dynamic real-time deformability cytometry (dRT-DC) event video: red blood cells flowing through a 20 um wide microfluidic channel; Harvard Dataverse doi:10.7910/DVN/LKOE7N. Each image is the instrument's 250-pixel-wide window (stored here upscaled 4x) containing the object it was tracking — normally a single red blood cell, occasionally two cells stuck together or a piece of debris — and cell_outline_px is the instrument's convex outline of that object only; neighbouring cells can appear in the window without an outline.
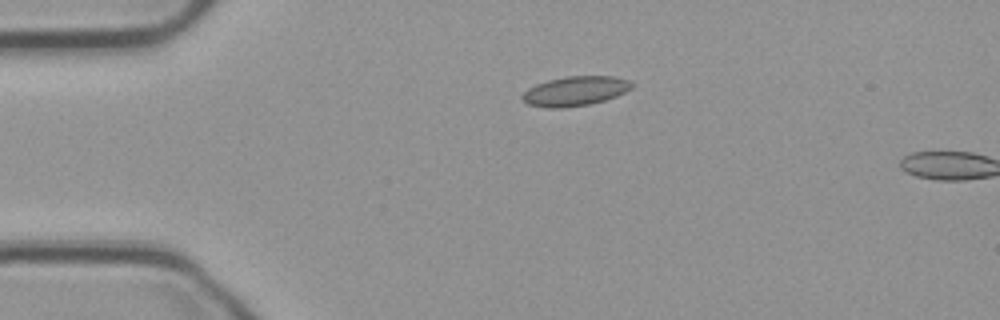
{"species": "common noctule bat (a hibernating species)", "species_latin": "Nyctalus noctula", "temperature_condition": "cold", "stored_images_in_passage": 2, "camera_frame_rate_fps": 3000, "um_per_image_px": 0.085, "animal": {"sex": "male", "body_mass_g": 23.1, "forearm_length_mm": 52.7}, "frame": {"image": 1, "passage_image": 1, "time_ms": 0.0, "image_size_px": [1000, 320], "cell_outline_px": [[636, 84], [632, 88], [616, 96], [604, 100], [588, 104], [560, 108], [548, 108], [528, 104], [520, 96], [528, 88], [536, 84], [548, 80], [568, 76], [616, 76], [628, 80]], "centroid_in_image_um": [48.91, 7.73], "position_along_channel_um": 36.1, "area_um2": 18.79}}